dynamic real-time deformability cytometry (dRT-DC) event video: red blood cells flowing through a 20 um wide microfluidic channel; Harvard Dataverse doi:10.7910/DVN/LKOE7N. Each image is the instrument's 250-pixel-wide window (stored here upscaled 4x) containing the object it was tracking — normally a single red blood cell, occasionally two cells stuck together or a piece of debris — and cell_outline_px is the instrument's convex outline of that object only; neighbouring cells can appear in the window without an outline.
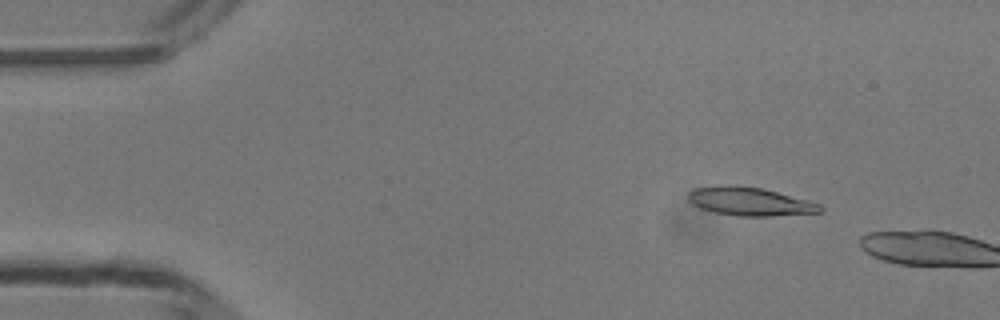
{"species": "common noctule bat (a hibernating species)", "species_latin": "Nyctalus noctula", "temperature_condition": "room temperature", "stored_images_in_passage": 4, "camera_frame_rate_fps": 3000, "um_per_image_px": 0.085, "animal": {"sex": "male", "body_mass_g": 13.3}, "frame": {"image": 1, "passage_image": 2, "time_ms": 0.333, "image_size_px": [1000, 320], "cell_outline_px": [[824, 208], [820, 212], [772, 216], [736, 216], [716, 212], [700, 208], [692, 204], [688, 200], [688, 192], [696, 188], [720, 184], [736, 184], [764, 188], [820, 204]], "centroid_in_image_um": [63.7, 17.11], "position_along_channel_um": 21.3, "area_um2": 22.02}}